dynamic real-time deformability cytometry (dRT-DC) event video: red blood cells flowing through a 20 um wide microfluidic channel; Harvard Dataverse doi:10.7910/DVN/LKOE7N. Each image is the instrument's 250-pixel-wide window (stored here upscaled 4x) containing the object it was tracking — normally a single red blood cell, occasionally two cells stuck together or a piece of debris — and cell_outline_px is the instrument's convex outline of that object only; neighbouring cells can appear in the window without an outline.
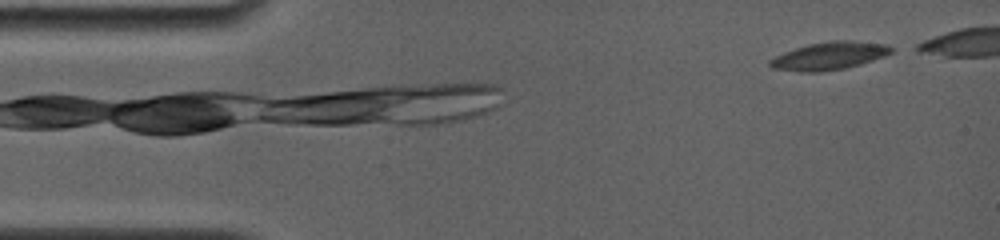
{"species": "common noctule bat (a hibernating species)", "species_latin": "Nyctalus noctula", "temperature_condition": "room temperature", "stored_images_in_passage": 22, "camera_frame_rate_fps": 4000, "um_per_image_px": 0.085, "animal": {"sex": "female", "body_mass_g": 19.0, "forearm_length_mm": 56.7}, "frame": {"image": 1, "passage_image": 4, "time_ms": 0.75, "image_size_px": [1000, 240], "cell_outline_px": [[892, 52], [884, 56], [844, 68], [816, 72], [804, 72], [772, 68], [768, 64], [768, 60], [784, 52], [808, 44], [832, 40], [852, 40], [884, 44], [892, 48]], "centroid_in_image_um": [70.44, 4.74], "position_along_channel_um": 14.6, "area_um2": 19.31}}